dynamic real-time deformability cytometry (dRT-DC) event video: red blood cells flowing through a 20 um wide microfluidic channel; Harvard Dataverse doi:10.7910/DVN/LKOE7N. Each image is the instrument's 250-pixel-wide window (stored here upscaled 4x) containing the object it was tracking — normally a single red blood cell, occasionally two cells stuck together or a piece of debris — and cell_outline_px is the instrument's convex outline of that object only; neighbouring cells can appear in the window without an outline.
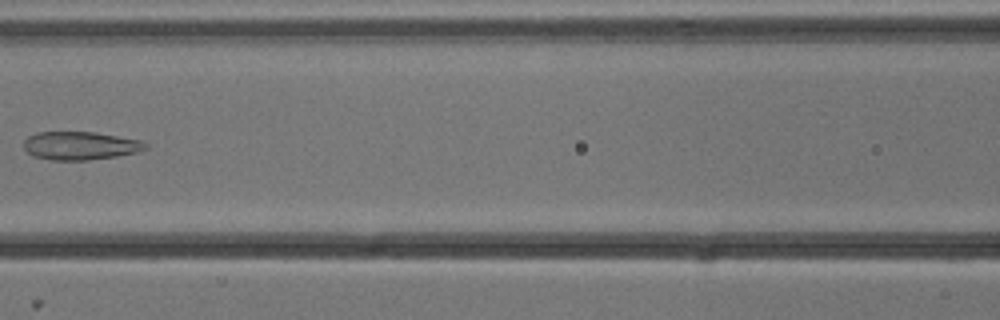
{"species": "common noctule bat (a hibernating species)", "species_latin": "Nyctalus noctula", "temperature_condition": "cold", "stored_images_in_passage": 7, "camera_frame_rate_fps": 3000, "um_per_image_px": 0.085, "animal": {"sex": "male", "body_mass_g": 13.3}, "frame": {"image": 1, "passage_image": 6, "time_ms": 1.667, "image_size_px": [1000, 320], "cell_outline_px": [[148, 148], [136, 152], [116, 156], [88, 160], [48, 160], [32, 156], [24, 148], [24, 140], [28, 136], [36, 132], [96, 132], [140, 140], [148, 144]], "centroid_in_image_um": [6.8, 12.38], "position_along_channel_um": 159.8, "area_um2": 20.11}}
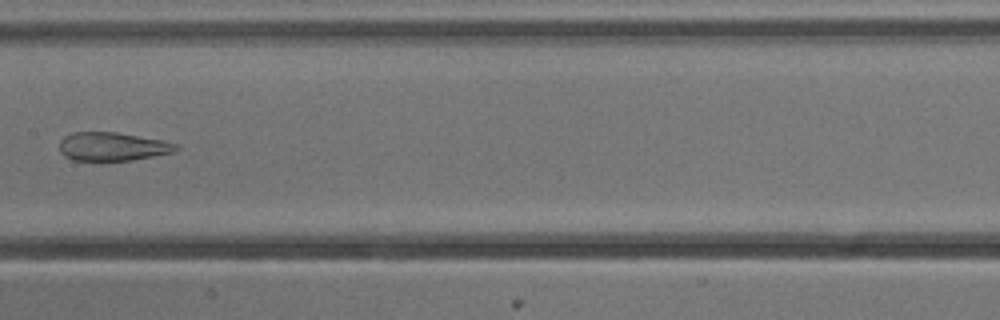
{"frame": {"image": 2, "passage_image": 7, "time_ms": 2.0, "image_size_px": [1000, 320], "cell_outline_px": [[180, 148], [176, 152], [128, 160], [72, 160], [64, 156], [60, 152], [60, 140], [64, 136], [72, 132], [116, 132], [164, 140], [176, 144]], "centroid_in_image_um": [9.56, 12.45], "position_along_channel_um": 197.8, "area_um2": 19.36}}